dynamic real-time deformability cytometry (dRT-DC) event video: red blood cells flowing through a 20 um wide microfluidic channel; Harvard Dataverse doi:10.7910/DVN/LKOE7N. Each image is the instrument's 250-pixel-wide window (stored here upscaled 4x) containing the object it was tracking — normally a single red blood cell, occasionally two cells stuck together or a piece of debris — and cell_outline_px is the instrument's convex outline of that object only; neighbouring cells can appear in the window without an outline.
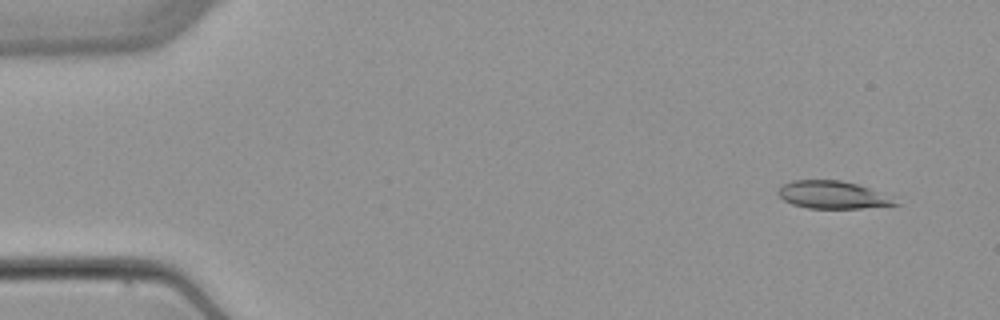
{"species": "common noctule bat (a hibernating species)", "species_latin": "Nyctalus noctula", "temperature_condition": "warm", "stored_images_in_passage": 3, "camera_frame_rate_fps": 3000, "um_per_image_px": 0.085, "animal": {"sex": "female", "body_mass_g": 22.7, "forearm_length_mm": 54.2}, "frame": {"image": 1, "passage_image": 1, "time_ms": 0.0, "image_size_px": [1000, 320], "cell_outline_px": [[900, 204], [860, 208], [808, 208], [792, 204], [784, 200], [776, 192], [784, 184], [792, 180], [840, 180], [856, 184], [868, 188]], "centroid_in_image_um": [70.65, 16.56], "position_along_channel_um": 14.3, "area_um2": 18.21}}
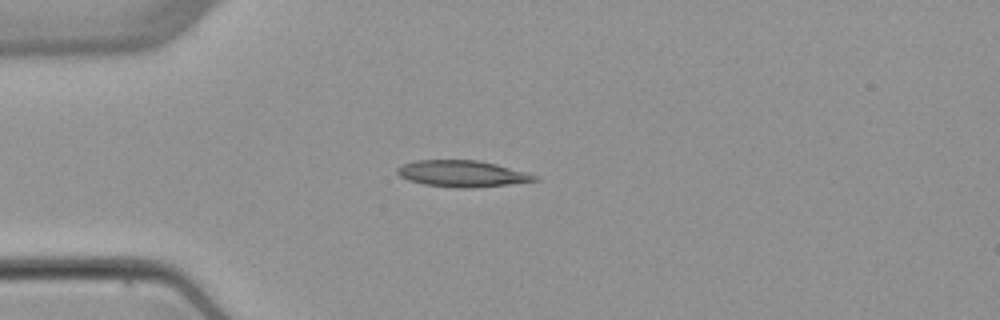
{"frame": {"image": 2, "passage_image": 3, "time_ms": 3.333, "image_size_px": [1000, 320], "cell_outline_px": [[540, 180], [508, 184], [472, 188], [456, 188], [424, 184], [408, 180], [400, 176], [396, 172], [396, 168], [404, 164], [416, 160], [480, 160], [496, 164], [524, 172], [536, 176]], "centroid_in_image_um": [39.25, 14.76], "position_along_channel_um": 45.8, "area_um2": 20.98}}